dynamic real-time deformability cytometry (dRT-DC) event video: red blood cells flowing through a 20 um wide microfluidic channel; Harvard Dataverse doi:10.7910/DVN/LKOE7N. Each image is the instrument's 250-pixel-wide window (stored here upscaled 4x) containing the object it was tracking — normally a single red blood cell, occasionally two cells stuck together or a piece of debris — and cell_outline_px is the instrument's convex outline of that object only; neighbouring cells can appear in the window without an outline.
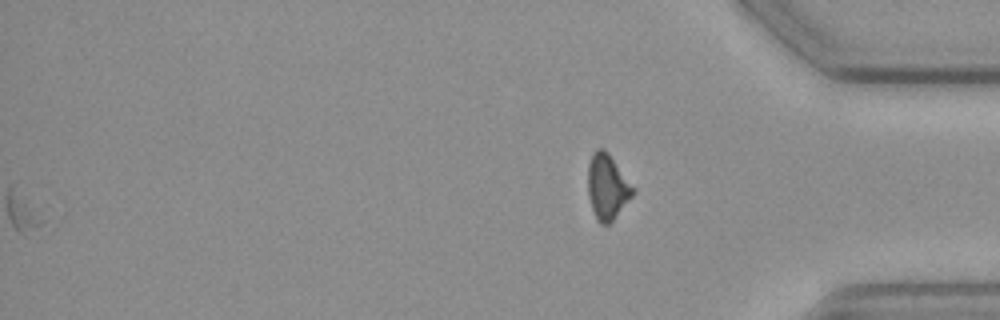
{"species": "common noctule bat (a hibernating species)", "species_latin": "Nyctalus noctula", "temperature_condition": "cold", "stored_images_in_passage": 49, "segment_of_instrument_passage": [2, 2], "camera_frame_rate_fps": 3000, "um_per_image_px": 0.085, "animal": {"sex": "female", "body_mass_g": 19.3, "forearm_length_mm": 54.1}, "frame": {"image": 1, "passage_image": 49, "time_ms": 16.0, "image_size_px": [1000, 320], "cell_outline_px": [[636, 188], [632, 196], [612, 220], [608, 224], [600, 224], [596, 220], [588, 196], [588, 164], [592, 152], [596, 148], [604, 148], [608, 152]], "centroid_in_image_um": [51.61, 15.84], "position_along_channel_um": 383.6, "area_um2": 17.22}}